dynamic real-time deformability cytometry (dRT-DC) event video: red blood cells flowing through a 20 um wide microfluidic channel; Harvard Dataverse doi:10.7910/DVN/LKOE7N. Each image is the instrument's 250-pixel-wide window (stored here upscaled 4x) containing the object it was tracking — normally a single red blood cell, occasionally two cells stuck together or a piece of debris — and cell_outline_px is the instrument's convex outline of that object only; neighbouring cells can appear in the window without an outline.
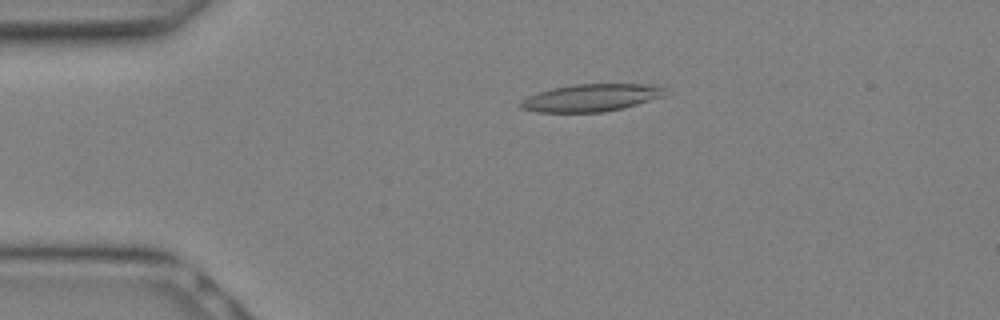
{"species": "Egyptian fruit bat (a non-hibernating species)", "species_latin": "Rousettus aegyptiacus", "temperature_condition": "warm", "stored_images_in_passage": 8, "camera_frame_rate_fps": 3000, "um_per_image_px": 0.085, "animal": {"sex": "female"}, "frame": {"image": 1, "passage_image": 2, "time_ms": 0.333, "image_size_px": [1000, 320], "cell_outline_px": [[664, 96], [636, 104], [604, 112], [536, 112], [520, 108], [516, 104], [520, 100], [528, 96], [552, 88], [576, 84], [664, 84]], "centroid_in_image_um": [50.22, 8.3], "position_along_channel_um": 34.8, "area_um2": 23.12}}
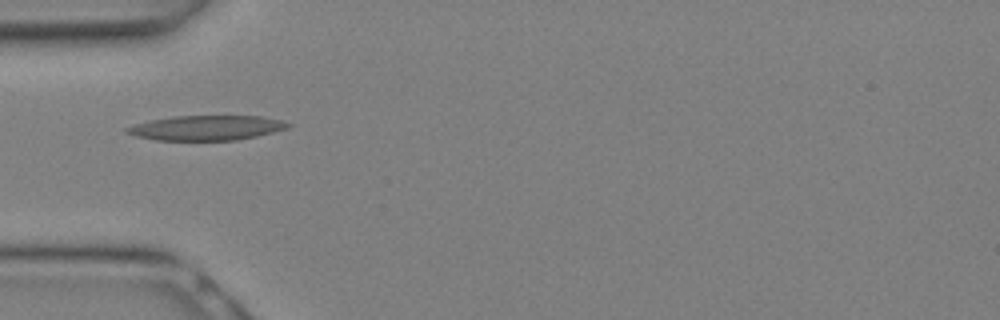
{"frame": {"image": 2, "passage_image": 5, "time_ms": 1.333, "image_size_px": [1000, 320], "cell_outline_px": [[292, 124], [288, 128], [256, 136], [236, 140], [156, 140], [136, 136], [124, 132], [124, 128], [136, 124], [152, 120], [172, 116], [260, 116], [280, 120]], "centroid_in_image_um": [17.53, 10.87], "position_along_channel_um": 67.5, "area_um2": 23.12}}
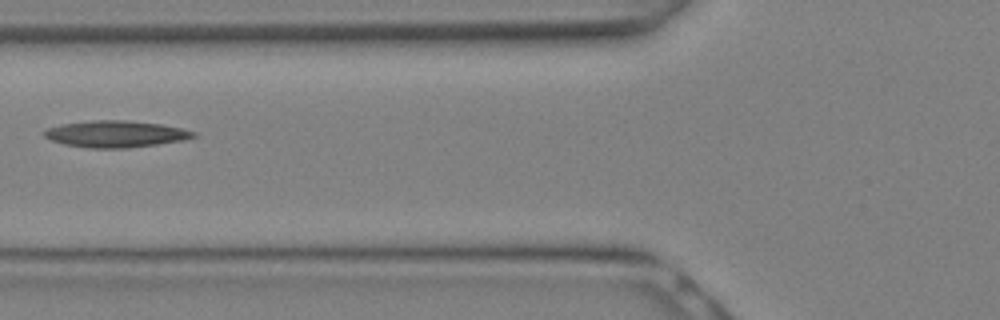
{"frame": {"image": 3, "passage_image": 7, "time_ms": 2.0, "image_size_px": [1000, 320], "cell_outline_px": [[196, 136], [184, 140], [128, 148], [88, 148], [64, 144], [52, 140], [44, 136], [44, 132], [48, 128], [64, 124], [96, 120], [124, 120], [160, 124], [180, 128], [196, 132]], "centroid_in_image_um": [9.85, 11.39], "position_along_channel_um": 116.0, "area_um2": 22.83}}